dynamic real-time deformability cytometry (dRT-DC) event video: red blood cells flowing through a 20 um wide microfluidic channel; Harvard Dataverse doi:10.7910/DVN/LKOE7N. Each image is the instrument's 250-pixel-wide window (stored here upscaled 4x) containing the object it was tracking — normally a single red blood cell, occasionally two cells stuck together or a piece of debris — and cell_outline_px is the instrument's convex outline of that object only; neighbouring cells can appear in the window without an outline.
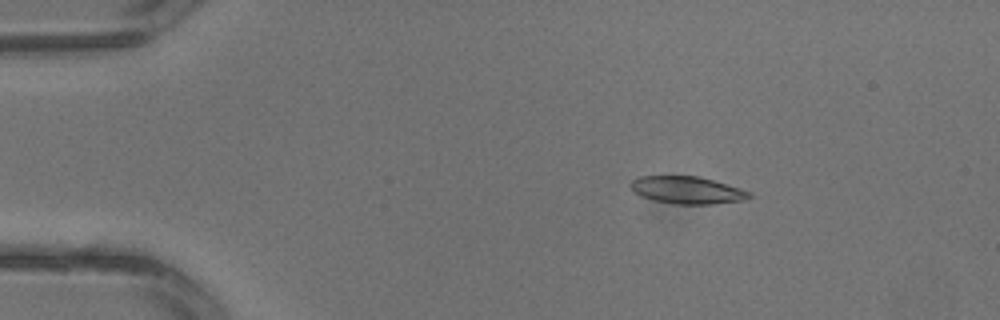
{"species": "common noctule bat (a hibernating species)", "species_latin": "Nyctalus noctula", "temperature_condition": "warm", "stored_images_in_passage": 2, "camera_frame_rate_fps": 3000, "um_per_image_px": 0.085, "animal": {"sex": "male", "body_mass_g": 13.3}, "frame": {"image": 1, "passage_image": 2, "time_ms": 0.333, "image_size_px": [1000, 320], "cell_outline_px": [[752, 196], [744, 200], [712, 204], [676, 204], [656, 200], [640, 196], [628, 184], [632, 180], [640, 176], [700, 176], [740, 188], [752, 192]], "centroid_in_image_um": [58.43, 16.15], "position_along_channel_um": 26.6, "area_um2": 18.84}}